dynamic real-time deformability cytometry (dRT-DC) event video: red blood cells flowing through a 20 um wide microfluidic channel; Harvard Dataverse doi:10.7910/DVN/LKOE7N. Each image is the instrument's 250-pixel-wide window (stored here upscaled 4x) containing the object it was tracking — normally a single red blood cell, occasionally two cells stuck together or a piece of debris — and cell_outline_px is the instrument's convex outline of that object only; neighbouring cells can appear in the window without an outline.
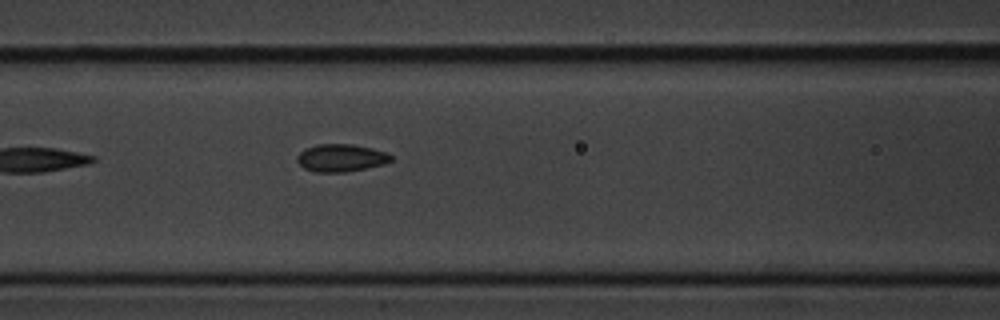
{"species": "common noctule bat (a hibernating species)", "species_latin": "Nyctalus noctula", "temperature_condition": "cold", "stored_images_in_passage": 8, "camera_frame_rate_fps": 3000, "um_per_image_px": 0.085, "animal": {"sex": "male", "body_mass_g": 20.1, "forearm_length_mm": 53.5}, "frame": {"image": 1, "passage_image": 7, "time_ms": 2.0, "image_size_px": [1000, 320], "cell_outline_px": [[392, 160], [384, 164], [344, 172], [316, 172], [304, 168], [296, 160], [296, 156], [304, 148], [316, 144], [352, 144], [372, 148], [388, 152], [392, 156]], "centroid_in_image_um": [28.97, 13.4], "position_along_channel_um": 137.6, "area_um2": 15.14}}